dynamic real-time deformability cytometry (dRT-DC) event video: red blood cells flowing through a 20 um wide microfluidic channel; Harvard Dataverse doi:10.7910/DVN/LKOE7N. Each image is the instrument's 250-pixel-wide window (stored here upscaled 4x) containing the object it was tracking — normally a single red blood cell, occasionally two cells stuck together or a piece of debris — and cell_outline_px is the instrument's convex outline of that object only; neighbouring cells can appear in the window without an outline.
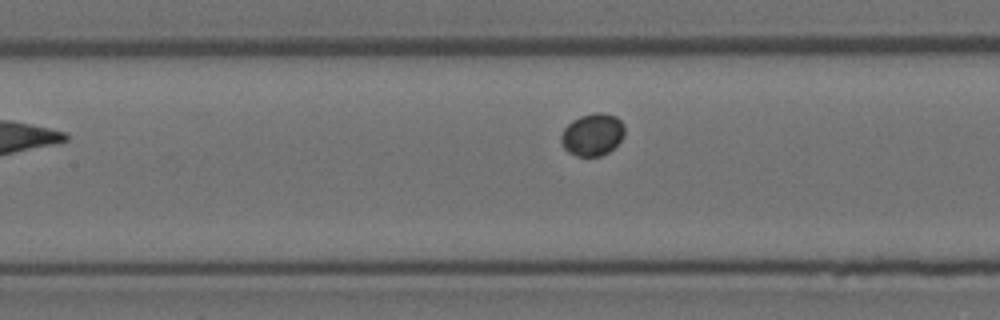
{"species": "Egyptian fruit bat (a non-hibernating species)", "species_latin": "Rousettus aegyptiacus", "temperature_condition": "room temperature", "stored_images_in_passage": 5, "camera_frame_rate_fps": 3000, "um_per_image_px": 0.085, "animal": {"sex": "female"}, "frame": {"image": 1, "passage_image": 4, "time_ms": 3.667, "image_size_px": [1000, 320], "cell_outline_px": [[624, 136], [608, 152], [600, 156], [576, 156], [568, 152], [564, 148], [560, 140], [560, 136], [564, 128], [572, 120], [580, 116], [596, 112], [600, 112], [616, 116], [624, 124]], "centroid_in_image_um": [50.34, 11.43], "position_along_channel_um": 157.1, "area_um2": 15.66}}
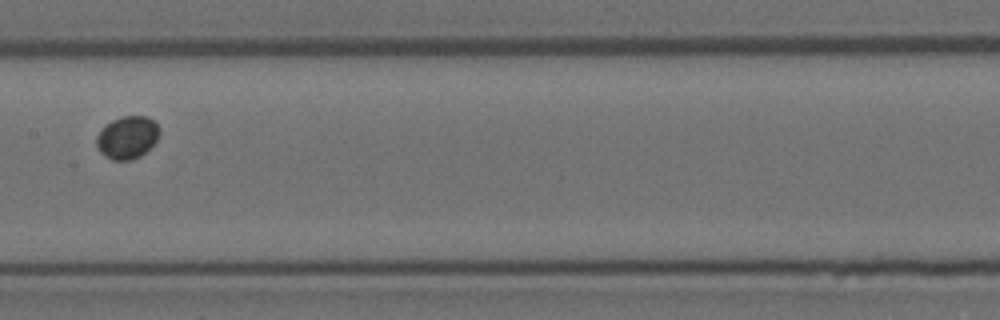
{"frame": {"image": 2, "passage_image": 5, "time_ms": 4.667, "image_size_px": [1000, 320], "cell_outline_px": [[160, 132], [156, 140], [140, 156], [132, 160], [112, 160], [104, 156], [96, 148], [96, 136], [104, 124], [120, 116], [148, 116], [160, 128]], "centroid_in_image_um": [10.78, 11.67], "position_along_channel_um": 196.6, "area_um2": 15.78}}